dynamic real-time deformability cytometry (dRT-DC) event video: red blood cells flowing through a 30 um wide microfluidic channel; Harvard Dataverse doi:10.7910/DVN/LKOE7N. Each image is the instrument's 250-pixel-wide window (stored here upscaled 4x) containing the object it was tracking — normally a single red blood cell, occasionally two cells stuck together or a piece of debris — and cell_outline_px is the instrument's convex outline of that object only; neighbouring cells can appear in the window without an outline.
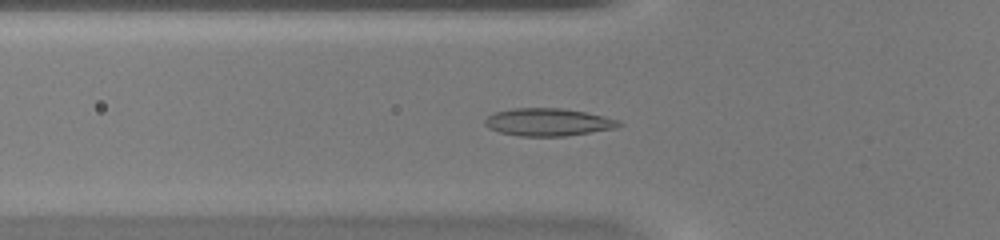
{"species": "common noctule bat (a hibernating species)", "species_latin": "Nyctalus noctula", "temperature_condition": "warm", "stored_images_in_passage": 44, "camera_frame_rate_fps": 3000, "um_per_image_px": 0.085, "animal": {"sex": "female", "body_mass_g": 20.0, "forearm_length_mm": 54.0}, "frame": {"image": 1, "passage_image": 12, "time_ms": 3.667, "image_size_px": [1000, 240], "cell_outline_px": [[624, 124], [616, 128], [564, 136], [520, 136], [500, 132], [488, 128], [484, 124], [484, 120], [488, 116], [496, 112], [512, 108], [560, 108], [584, 112], [604, 116], [620, 120]], "centroid_in_image_um": [46.59, 10.38], "position_along_channel_um": 79.2, "area_um2": 21.5}}
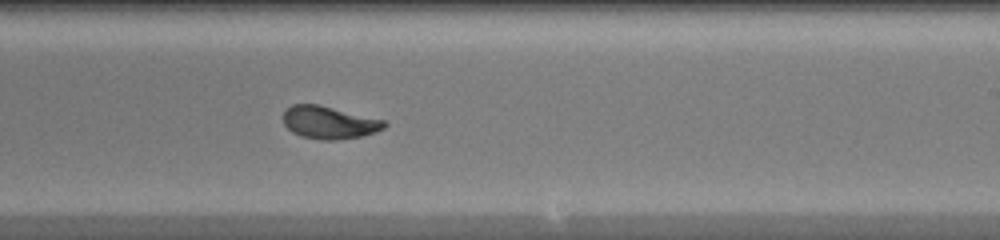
{"frame": {"image": 2, "passage_image": 25, "time_ms": 8.0, "image_size_px": [1000, 240], "cell_outline_px": [[388, 124], [384, 128], [376, 132], [360, 136], [336, 140], [320, 140], [300, 136], [292, 132], [284, 124], [284, 112], [292, 104], [320, 104], [384, 120]], "centroid_in_image_um": [27.98, 10.41], "position_along_channel_um": 261.0, "area_um2": 19.25}}
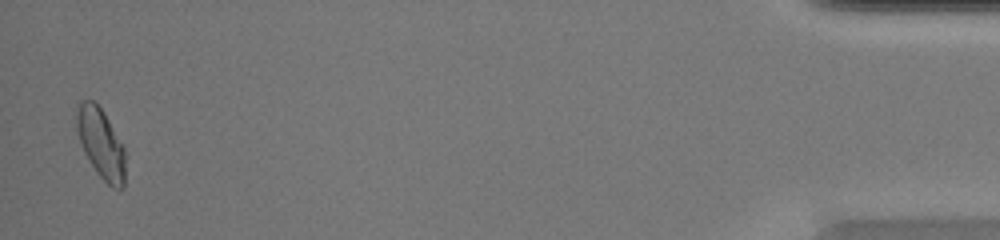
{"frame": {"image": 3, "passage_image": 43, "time_ms": 14.0, "image_size_px": [1000, 240], "cell_outline_px": [[124, 188], [112, 188], [100, 176], [84, 152], [76, 128], [76, 108], [80, 100], [92, 100], [104, 112], [124, 144]], "centroid_in_image_um": [8.58, 12.15], "position_along_channel_um": 426.6, "area_um2": 19.77}, "authors_computed_cell_mechanics": {"area_um2": 19.4208, "velocity_mm_per_s": 4.1914, "shape_relaxation_time_tau1_ms": 3.7173, "shape_relaxation_time_tau2_ms": null, "deformation_change_tau1": 0.1682, "deformation_change_tau2": null}}